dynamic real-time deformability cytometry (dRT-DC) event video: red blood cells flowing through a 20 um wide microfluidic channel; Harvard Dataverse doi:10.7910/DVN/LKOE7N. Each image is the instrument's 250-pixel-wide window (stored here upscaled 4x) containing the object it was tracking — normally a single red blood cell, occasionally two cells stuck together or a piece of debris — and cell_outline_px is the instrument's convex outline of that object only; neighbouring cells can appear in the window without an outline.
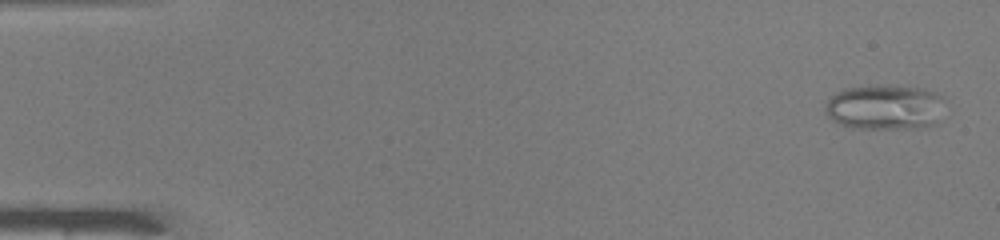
{"species": "common noctule bat (a hibernating species)", "species_latin": "Nyctalus noctula", "temperature_condition": "warm", "stored_images_in_passage": 49, "camera_frame_rate_fps": 3000, "um_per_image_px": 0.085, "animal": {"sex": "male", "body_mass_g": 19.0, "forearm_length_mm": 50.8}, "frame": {"image": 1, "passage_image": 2, "time_ms": 0.333, "image_size_px": [1000, 240], "cell_outline_px": [[940, 100], [936, 124], [904, 128], [852, 128], [840, 124], [832, 120], [824, 112], [824, 104], [836, 92], [844, 88], [924, 88], [936, 92], [940, 96]], "centroid_in_image_um": [75.1, 9.15], "position_along_channel_um": 9.9, "area_um2": 30.06}}
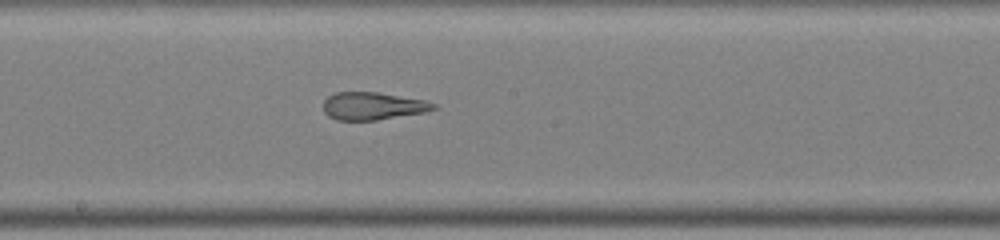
{"frame": {"image": 2, "passage_image": 27, "time_ms": 8.667, "image_size_px": [1000, 240], "cell_outline_px": [[440, 108], [424, 112], [376, 120], [336, 120], [328, 116], [324, 112], [324, 100], [328, 96], [336, 92], [376, 92], [424, 100], [436, 104]], "centroid_in_image_um": [31.68, 9.01], "position_along_channel_um": 216.5, "area_um2": 17.69}}
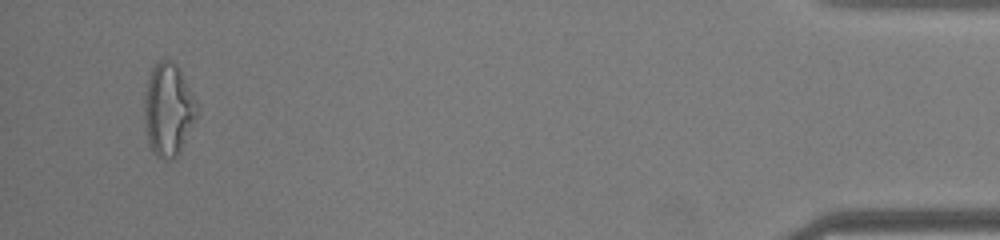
{"frame": {"image": 3, "passage_image": 47, "time_ms": 15.333, "image_size_px": [1000, 240], "cell_outline_px": [[196, 120], [176, 156], [172, 160], [156, 156], [152, 152], [148, 140], [144, 120], [144, 96], [148, 80], [152, 68], [160, 60], [168, 56], [176, 64], [196, 100]], "centroid_in_image_um": [14.28, 9.29], "position_along_channel_um": 420.9, "area_um2": 28.15}, "authors_computed_cell_mechanics": {"area_um2": 23.5824, "velocity_mm_per_s": 4.1576, "shape_relaxation_time_tau1_ms": null, "shape_relaxation_time_tau2_ms": 1.6498, "deformation_change_tau1": null, "deformation_change_tau2": 0.1293}}